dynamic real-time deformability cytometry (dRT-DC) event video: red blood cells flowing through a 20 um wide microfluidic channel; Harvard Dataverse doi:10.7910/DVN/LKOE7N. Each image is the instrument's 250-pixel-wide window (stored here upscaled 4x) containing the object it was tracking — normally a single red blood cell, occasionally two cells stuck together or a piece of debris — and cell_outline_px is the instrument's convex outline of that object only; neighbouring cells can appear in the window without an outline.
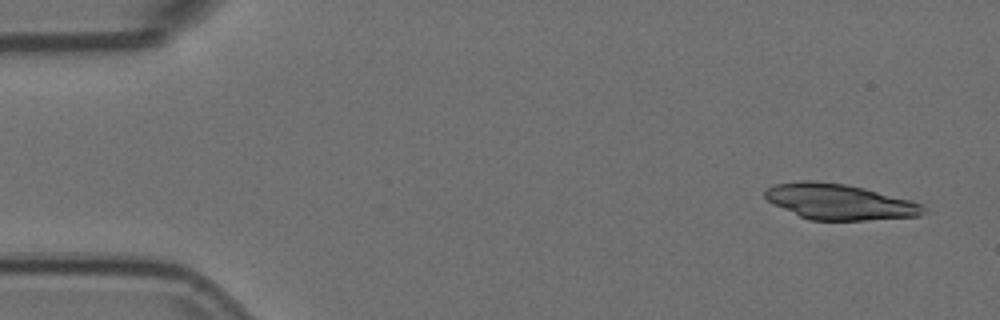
{"species": "Egyptian fruit bat (a non-hibernating species)", "species_latin": "Rousettus aegyptiacus", "temperature_condition": "room temperature", "stored_images_in_passage": 4, "camera_frame_rate_fps": 3000, "um_per_image_px": 0.085, "animal": {"sex": "female"}, "frame": {"image": 1, "passage_image": 1, "time_ms": 0.0, "image_size_px": [1000, 320], "cell_outline_px": [[928, 212], [920, 216], [864, 220], [808, 220], [772, 204], [764, 196], [764, 192], [768, 188], [776, 184], [800, 180], [816, 180], [844, 184], [864, 188], [908, 200], [920, 204]], "centroid_in_image_um": [71.3, 17.15], "position_along_channel_um": 13.7, "area_um2": 32.77}}